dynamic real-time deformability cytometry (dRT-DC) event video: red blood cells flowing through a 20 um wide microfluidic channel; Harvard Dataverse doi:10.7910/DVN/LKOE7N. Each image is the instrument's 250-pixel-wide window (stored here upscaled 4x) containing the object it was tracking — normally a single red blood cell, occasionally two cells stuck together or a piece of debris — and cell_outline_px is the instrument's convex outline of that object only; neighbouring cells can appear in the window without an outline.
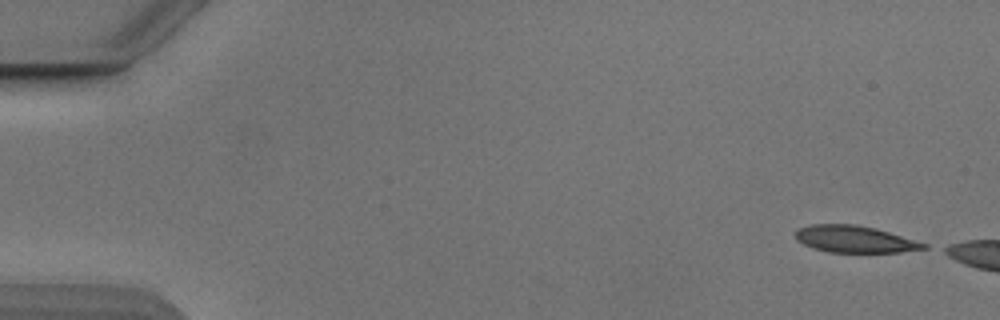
{"species": "Egyptian fruit bat (a non-hibernating species)", "species_latin": "Rousettus aegyptiacus", "temperature_condition": "cold", "stored_images_in_passage": 11, "camera_frame_rate_fps": 3000, "um_per_image_px": 0.085, "animal": {"sex": "male"}, "frame": {"image": 1, "passage_image": 1, "time_ms": 0.0, "image_size_px": [1000, 320], "cell_outline_px": [[928, 248], [900, 252], [828, 252], [812, 248], [796, 240], [796, 228], [812, 224], [856, 224], [876, 228], [928, 244]], "centroid_in_image_um": [72.63, 20.32], "position_along_channel_um": 12.4, "area_um2": 20.11}}